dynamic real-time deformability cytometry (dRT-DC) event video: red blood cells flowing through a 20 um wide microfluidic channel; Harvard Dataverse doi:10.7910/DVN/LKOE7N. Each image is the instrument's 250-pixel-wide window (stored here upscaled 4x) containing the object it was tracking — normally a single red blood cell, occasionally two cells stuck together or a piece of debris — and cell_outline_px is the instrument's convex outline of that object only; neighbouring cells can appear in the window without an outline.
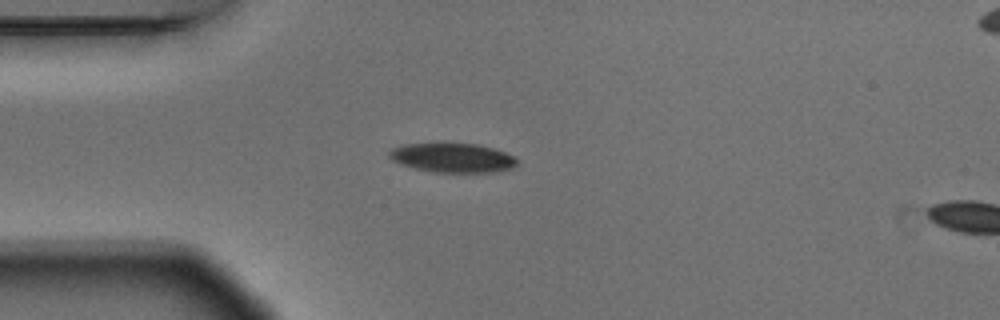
{"species": "Egyptian fruit bat (a non-hibernating species)", "species_latin": "Rousettus aegyptiacus", "temperature_condition": "warm", "stored_images_in_passage": 4, "camera_frame_rate_fps": 3000, "um_per_image_px": 0.085, "animal": {"sex": "male"}, "frame": {"image": 1, "passage_image": 3, "time_ms": 0.667, "image_size_px": [1000, 320], "cell_outline_px": [[516, 164], [512, 168], [492, 172], [432, 172], [400, 164], [392, 160], [388, 156], [388, 152], [392, 148], [404, 144], [476, 144], [492, 148], [516, 156]], "centroid_in_image_um": [38.45, 13.42], "position_along_channel_um": 46.6, "area_um2": 21.56}}